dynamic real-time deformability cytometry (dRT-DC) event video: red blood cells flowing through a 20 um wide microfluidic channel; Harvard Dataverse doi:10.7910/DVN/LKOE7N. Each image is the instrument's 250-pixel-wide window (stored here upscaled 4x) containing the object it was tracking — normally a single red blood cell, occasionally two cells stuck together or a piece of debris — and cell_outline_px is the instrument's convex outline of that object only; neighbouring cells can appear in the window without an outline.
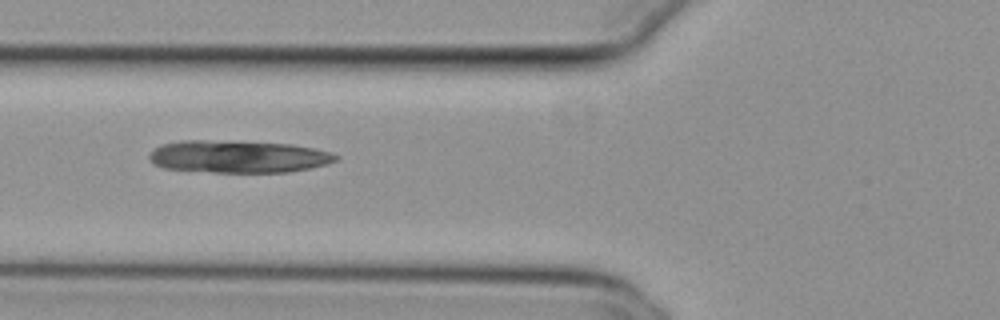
{"species": "common noctule bat (a hibernating species)", "species_latin": "Nyctalus noctula", "temperature_condition": "cold", "stored_images_in_passage": 26, "camera_frame_rate_fps": 3000, "um_per_image_px": 0.085, "animal": {"sex": "female", "body_mass_g": 29.2, "forearm_length_mm": 56.3}, "frame": {"image": 1, "passage_image": 5, "time_ms": 1.333, "image_size_px": [1000, 320], "cell_outline_px": [[340, 156], [336, 160], [324, 164], [308, 168], [288, 172], [212, 172], [164, 168], [152, 164], [148, 156], [160, 144], [180, 140], [204, 140], [292, 144], [332, 152]], "centroid_in_image_um": [20.21, 13.31], "position_along_channel_um": 105.6, "area_um2": 35.03}}
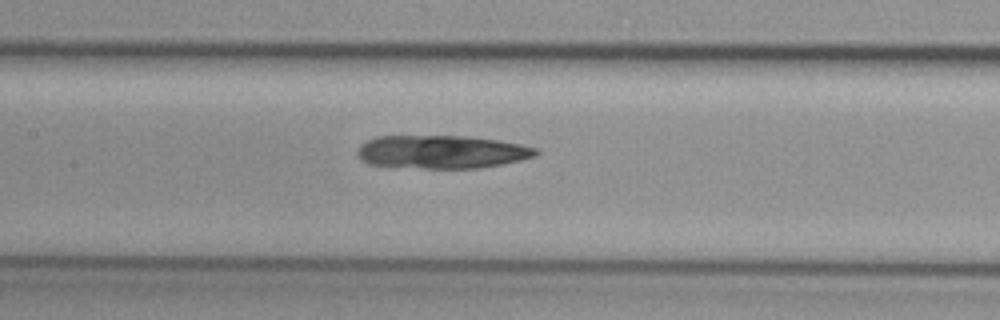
{"frame": {"image": 2, "passage_image": 10, "time_ms": 3.0, "image_size_px": [1000, 320], "cell_outline_px": [[540, 152], [536, 156], [520, 160], [480, 168], [424, 168], [368, 164], [360, 160], [356, 156], [356, 152], [360, 144], [376, 136], [468, 136], [500, 140], [520, 144], [536, 148]], "centroid_in_image_um": [37.53, 12.9], "position_along_channel_um": 169.9, "area_um2": 34.68}}
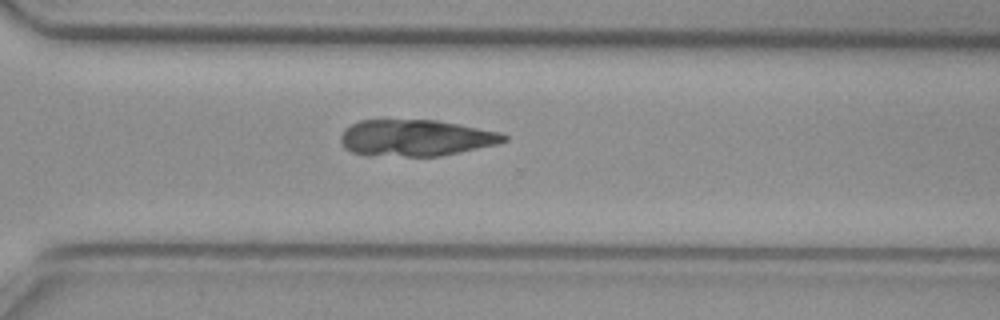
{"frame": {"image": 3, "passage_image": 23, "time_ms": 7.333, "image_size_px": [1000, 320], "cell_outline_px": [[508, 140], [496, 144], [440, 156], [368, 156], [352, 152], [344, 148], [340, 140], [340, 136], [344, 128], [360, 120], [436, 120], [460, 124], [500, 132], [508, 136]], "centroid_in_image_um": [35.3, 11.72], "position_along_channel_um": 335.3, "area_um2": 34.85}}